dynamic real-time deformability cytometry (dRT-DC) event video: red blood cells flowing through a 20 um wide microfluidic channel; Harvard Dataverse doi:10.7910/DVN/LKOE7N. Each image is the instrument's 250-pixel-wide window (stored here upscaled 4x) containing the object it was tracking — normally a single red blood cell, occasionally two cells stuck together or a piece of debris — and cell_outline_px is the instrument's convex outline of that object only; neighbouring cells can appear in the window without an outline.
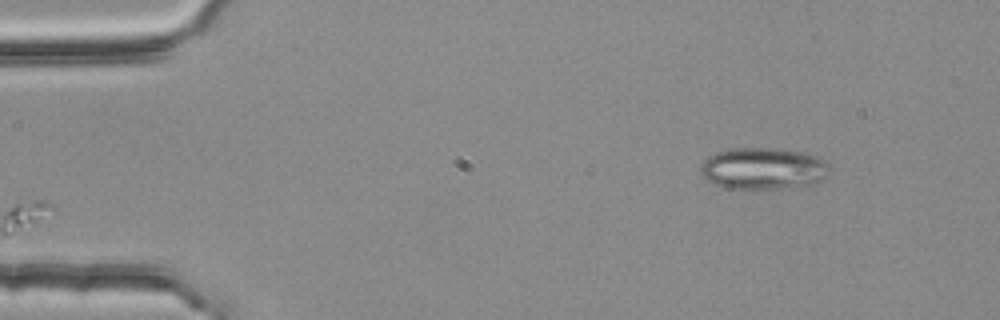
{"species": "common noctule bat (a hibernating species)", "species_latin": "Nyctalus noctula", "temperature_condition": "room temperature", "stored_images_in_passage": 2, "camera_frame_rate_fps": 3000, "um_per_image_px": 0.085, "animal": {"sex": "female", "body_mass_g": 25.1}, "frame": {"image": 1, "passage_image": 1, "time_ms": 0.0, "image_size_px": [1000, 320], "cell_outline_px": [[828, 172], [816, 184], [784, 188], [728, 188], [716, 184], [700, 176], [700, 164], [708, 156], [716, 152], [728, 148], [776, 148], [808, 152], [824, 160], [828, 164]], "centroid_in_image_um": [64.85, 14.3], "position_along_channel_um": 20.1, "area_um2": 31.56}}